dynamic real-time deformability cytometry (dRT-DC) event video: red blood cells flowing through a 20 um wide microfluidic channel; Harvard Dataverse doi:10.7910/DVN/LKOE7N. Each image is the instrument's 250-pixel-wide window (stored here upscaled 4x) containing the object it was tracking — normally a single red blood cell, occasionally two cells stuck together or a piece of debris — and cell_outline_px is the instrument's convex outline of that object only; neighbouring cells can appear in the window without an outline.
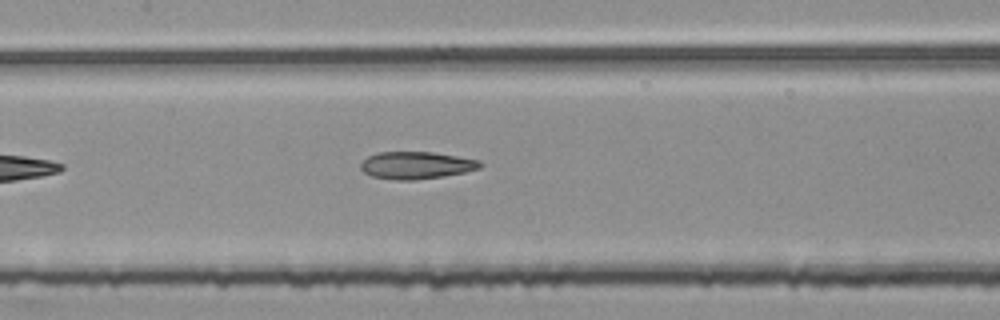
{"species": "common noctule bat (a hibernating species)", "species_latin": "Nyctalus noctula", "temperature_condition": "room temperature", "stored_images_in_passage": 5, "camera_frame_rate_fps": 3000, "um_per_image_px": 0.085, "animal": {"sex": "female", "body_mass_g": 25.1}, "frame": {"image": 1, "passage_image": 5, "time_ms": 1.333, "image_size_px": [1000, 320], "cell_outline_px": [[484, 164], [480, 168], [464, 172], [416, 180], [396, 180], [372, 176], [364, 172], [360, 168], [360, 164], [368, 156], [376, 152], [432, 152], [480, 160]], "centroid_in_image_um": [35.37, 14.04], "position_along_channel_um": 172.0, "area_um2": 18.9}}